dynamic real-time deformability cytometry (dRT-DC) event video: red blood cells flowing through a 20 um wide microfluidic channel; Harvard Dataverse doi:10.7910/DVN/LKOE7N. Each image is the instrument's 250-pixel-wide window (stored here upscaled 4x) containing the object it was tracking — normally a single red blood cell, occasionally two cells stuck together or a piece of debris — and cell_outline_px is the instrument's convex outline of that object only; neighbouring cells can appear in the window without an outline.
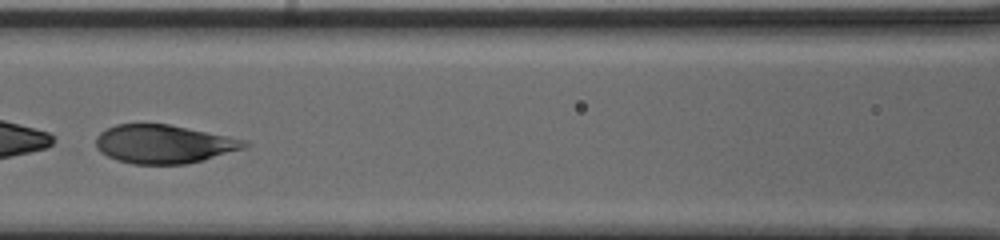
{"species": "human", "species_latin": "Homo sapiens", "temperature_condition": "cold", "stored_images_in_passage": 44, "camera_frame_rate_fps": 3000, "um_per_image_px": 0.085, "donor": {"sex": "male"}, "frame": {"image": 1, "passage_image": 18, "time_ms": 5.667, "image_size_px": [1000, 240], "cell_outline_px": [[252, 144], [248, 148], [204, 160], [184, 164], [132, 164], [116, 160], [100, 152], [96, 148], [96, 136], [100, 132], [116, 124], [168, 124], [228, 136], [244, 140]], "centroid_in_image_um": [13.95, 12.25], "position_along_channel_um": 152.7, "area_um2": 33.52}}
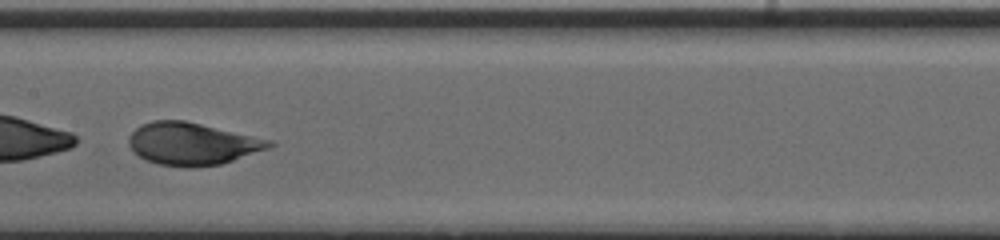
{"frame": {"image": 2, "passage_image": 21, "time_ms": 6.667, "image_size_px": [1000, 240], "cell_outline_px": [[276, 144], [268, 148], [220, 164], [188, 168], [156, 164], [144, 160], [132, 152], [128, 144], [128, 136], [140, 124], [152, 120], [184, 120], [272, 140]], "centroid_in_image_um": [16.26, 12.22], "position_along_channel_um": 191.1, "area_um2": 34.8}}
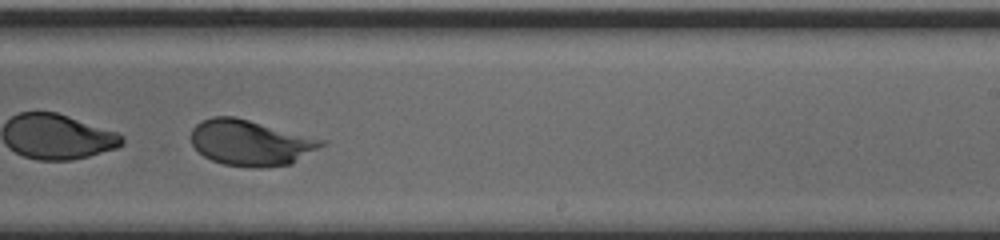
{"frame": {"image": 3, "passage_image": 27, "time_ms": 8.667, "image_size_px": [1000, 240], "cell_outline_px": [[328, 144], [292, 164], [264, 168], [256, 168], [224, 164], [212, 160], [204, 156], [192, 144], [192, 128], [200, 120], [212, 116], [236, 116], [328, 140]], "centroid_in_image_um": [21.37, 12.12], "position_along_channel_um": 267.6, "area_um2": 35.32}, "authors_computed_cell_mechanics": {"area_um2": 36.414, "velocity_mm_per_s": 3.8452, "shape_relaxation_time_tau1_ms": 1.5885, "shape_relaxation_time_tau2_ms": null, "deformation_change_tau1": 0.3013, "deformation_change_tau2": null}}